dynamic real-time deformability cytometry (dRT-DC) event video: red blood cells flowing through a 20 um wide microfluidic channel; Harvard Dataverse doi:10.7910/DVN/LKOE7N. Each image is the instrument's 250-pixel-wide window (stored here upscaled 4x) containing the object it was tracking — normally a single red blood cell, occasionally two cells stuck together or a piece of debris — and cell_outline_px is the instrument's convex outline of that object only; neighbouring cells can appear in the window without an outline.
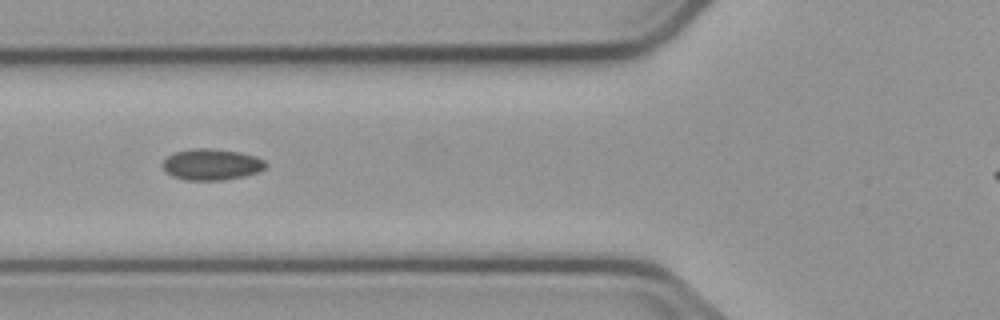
{"species": "common noctule bat (a hibernating species)", "species_latin": "Nyctalus noctula", "temperature_condition": "cold", "stored_images_in_passage": 4, "segment_of_instrument_passage": [1, 2], "camera_frame_rate_fps": 3000, "um_per_image_px": 0.085, "animal": {"sex": "male", "body_mass_g": 23.1, "forearm_length_mm": 52.7}, "frame": {"image": 1, "passage_image": 3, "time_ms": 2.333, "image_size_px": [1000, 320], "cell_outline_px": [[268, 164], [264, 168], [256, 172], [244, 176], [224, 180], [188, 180], [172, 176], [164, 168], [164, 160], [168, 156], [176, 152], [192, 148], [208, 148], [240, 152], [264, 160]], "centroid_in_image_um": [17.99, 13.98], "position_along_channel_um": 107.8, "area_um2": 18.44}}